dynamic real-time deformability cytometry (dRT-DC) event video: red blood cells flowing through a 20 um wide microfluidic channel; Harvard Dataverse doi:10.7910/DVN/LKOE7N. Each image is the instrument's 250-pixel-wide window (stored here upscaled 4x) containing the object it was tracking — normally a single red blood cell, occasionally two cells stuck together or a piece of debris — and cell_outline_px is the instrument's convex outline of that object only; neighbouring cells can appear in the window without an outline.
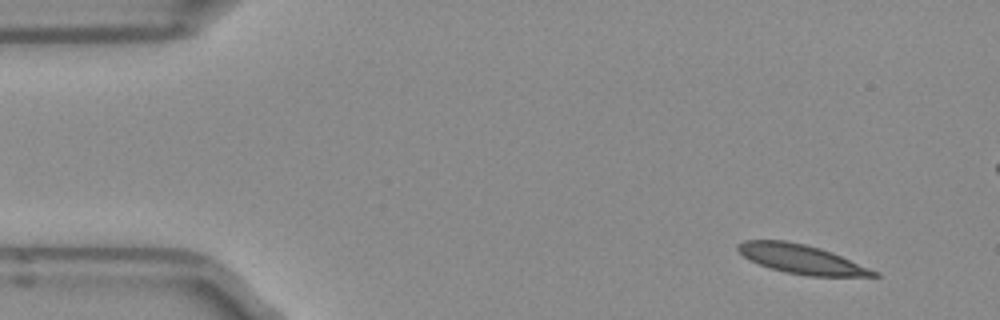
{"species": "Egyptian fruit bat (a non-hibernating species)", "species_latin": "Rousettus aegyptiacus", "temperature_condition": "room temperature", "stored_images_in_passage": 4, "camera_frame_rate_fps": 3000, "um_per_image_px": 0.085, "frame": {"image": 1, "passage_image": 1, "time_ms": 0.0, "image_size_px": [1000, 320], "cell_outline_px": [[880, 276], [808, 276], [784, 272], [768, 268], [748, 260], [736, 248], [736, 244], [744, 240], [784, 240], [804, 244], [820, 248], [880, 272]], "centroid_in_image_um": [68.07, 22.03], "position_along_channel_um": 16.9, "area_um2": 23.0}}